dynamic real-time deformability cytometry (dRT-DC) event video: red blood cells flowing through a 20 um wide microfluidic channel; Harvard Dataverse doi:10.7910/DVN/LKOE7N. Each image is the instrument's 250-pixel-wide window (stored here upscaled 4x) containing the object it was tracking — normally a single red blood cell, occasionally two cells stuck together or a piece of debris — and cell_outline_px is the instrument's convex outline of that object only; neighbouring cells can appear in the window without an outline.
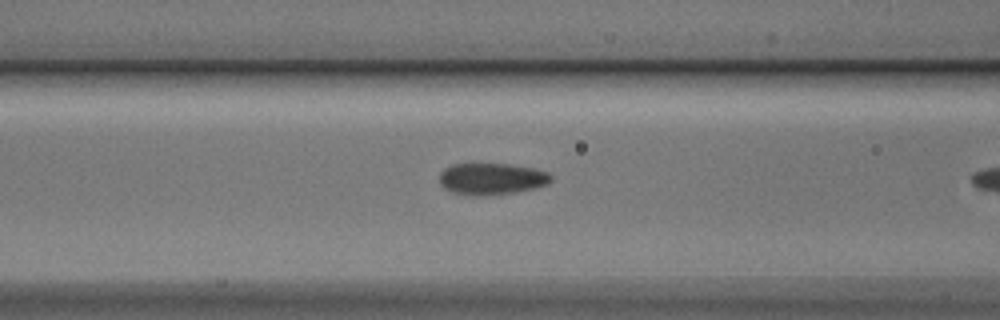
{"species": "Egyptian fruit bat (a non-hibernating species)", "species_latin": "Rousettus aegyptiacus", "temperature_condition": "cold", "stored_images_in_passage": 7, "camera_frame_rate_fps": 3000, "um_per_image_px": 0.085, "animal": {"sex": "male"}, "frame": {"image": 1, "passage_image": 6, "time_ms": 1.667, "image_size_px": [1000, 320], "cell_outline_px": [[552, 180], [548, 184], [516, 192], [484, 196], [468, 196], [452, 192], [444, 188], [440, 184], [440, 172], [444, 168], [452, 164], [508, 164], [532, 168], [548, 172], [552, 176]], "centroid_in_image_um": [41.76, 15.21], "position_along_channel_um": 124.8, "area_um2": 20.69}}